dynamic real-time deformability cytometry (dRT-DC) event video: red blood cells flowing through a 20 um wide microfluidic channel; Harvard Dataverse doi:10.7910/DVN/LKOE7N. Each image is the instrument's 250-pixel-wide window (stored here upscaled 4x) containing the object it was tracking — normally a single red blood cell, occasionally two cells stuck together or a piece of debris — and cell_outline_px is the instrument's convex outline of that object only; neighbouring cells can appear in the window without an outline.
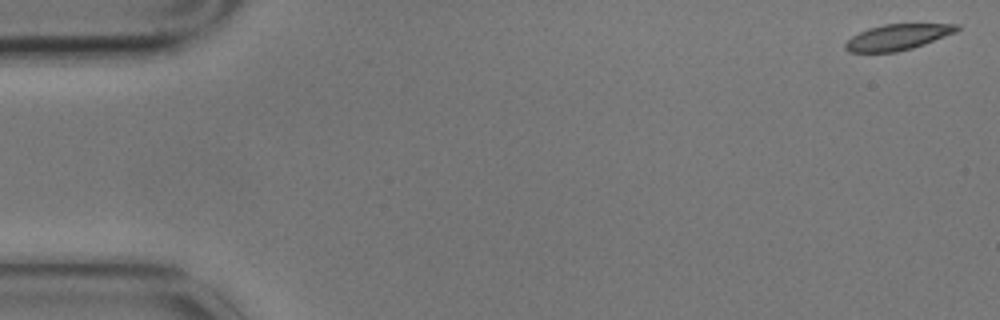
{"species": "common noctule bat (a hibernating species)", "species_latin": "Nyctalus noctula", "temperature_condition": "cold", "stored_images_in_passage": 3, "segment_of_instrument_passage": [2, 2], "camera_frame_rate_fps": 3000, "um_per_image_px": 0.085, "animal": {"sex": "male", "body_mass_g": 17.9}, "frame": {"image": 1, "passage_image": 3, "time_ms": 0.667, "image_size_px": [1000, 320], "cell_outline_px": [[960, 28], [956, 32], [924, 44], [912, 48], [896, 52], [848, 52], [844, 48], [844, 44], [852, 36], [868, 28], [884, 24], [960, 24]], "centroid_in_image_um": [76.29, 3.15], "position_along_channel_um": 8.7, "area_um2": 16.7}}